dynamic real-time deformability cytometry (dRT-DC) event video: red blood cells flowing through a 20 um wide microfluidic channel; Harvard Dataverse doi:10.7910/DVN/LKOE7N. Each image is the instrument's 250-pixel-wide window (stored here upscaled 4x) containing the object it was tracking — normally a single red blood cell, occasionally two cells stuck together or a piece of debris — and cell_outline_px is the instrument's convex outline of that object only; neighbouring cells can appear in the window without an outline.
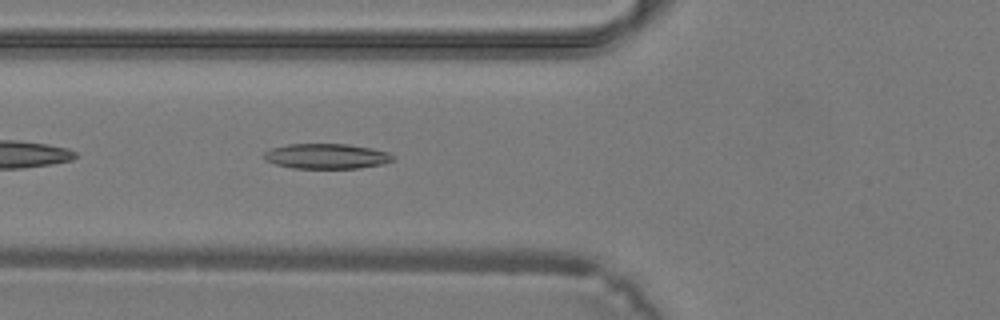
{"species": "common noctule bat (a hibernating species)", "species_latin": "Nyctalus noctula", "temperature_condition": "warm", "stored_images_in_passage": 27, "camera_frame_rate_fps": 3000, "um_per_image_px": 0.085, "animal": {"sex": "male", "body_mass_g": 19.2, "forearm_length_mm": 51.8}, "frame": {"image": 1, "passage_image": 7, "time_ms": 2.0, "image_size_px": [1000, 320], "cell_outline_px": [[396, 156], [392, 160], [384, 164], [360, 168], [292, 168], [276, 164], [264, 160], [264, 152], [272, 148], [288, 144], [348, 144], [372, 148], [388, 152]], "centroid_in_image_um": [27.78, 13.28], "position_along_channel_um": 98.0, "area_um2": 18.96}}
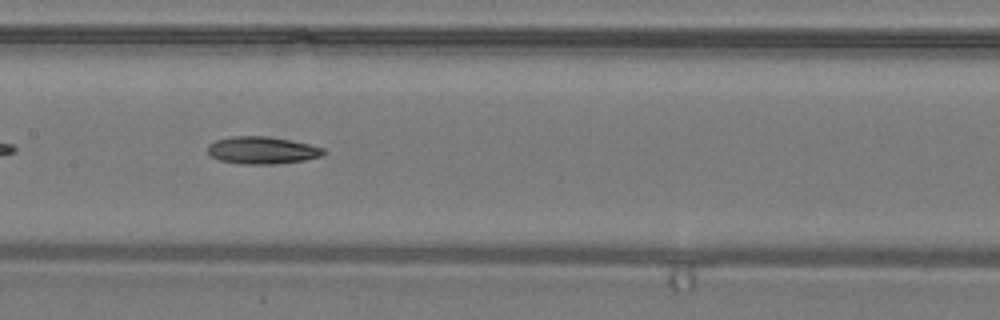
{"frame": {"image": 2, "passage_image": 12, "time_ms": 3.667, "image_size_px": [1000, 320], "cell_outline_px": [[328, 152], [324, 156], [304, 160], [272, 164], [240, 164], [220, 160], [212, 156], [208, 152], [208, 144], [216, 140], [232, 136], [268, 136], [308, 144], [324, 148]], "centroid_in_image_um": [22.31, 12.77], "position_along_channel_um": 185.1, "area_um2": 18.44}}
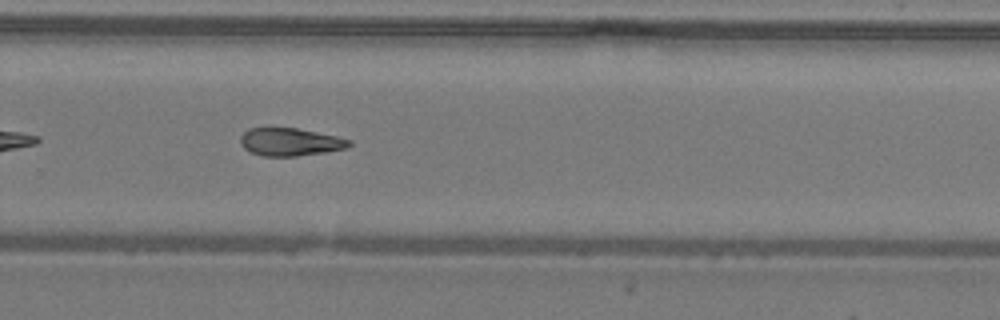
{"frame": {"image": 3, "passage_image": 19, "time_ms": 6.0, "image_size_px": [1000, 320], "cell_outline_px": [[352, 144], [348, 148], [324, 152], [296, 156], [260, 156], [244, 148], [240, 144], [240, 136], [248, 128], [296, 128], [336, 136], [352, 140]], "centroid_in_image_um": [24.66, 12.07], "position_along_channel_um": 305.1, "area_um2": 17.63}}